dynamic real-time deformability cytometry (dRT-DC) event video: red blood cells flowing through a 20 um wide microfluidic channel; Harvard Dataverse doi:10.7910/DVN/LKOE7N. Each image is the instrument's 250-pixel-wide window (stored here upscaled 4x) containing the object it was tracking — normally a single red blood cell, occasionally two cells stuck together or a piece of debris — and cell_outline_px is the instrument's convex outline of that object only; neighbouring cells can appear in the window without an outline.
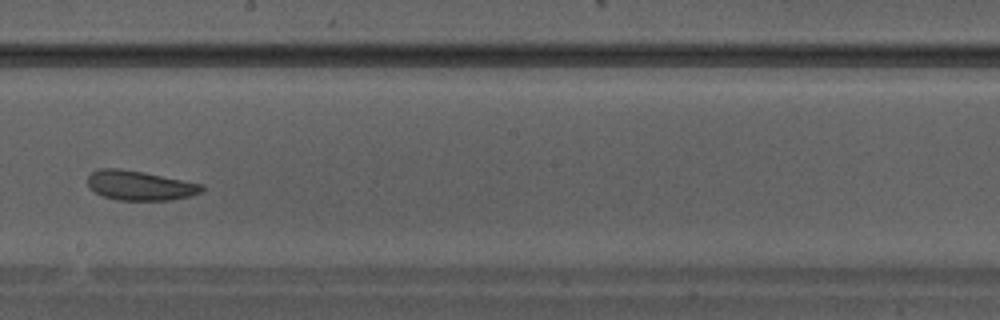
{"species": "Egyptian fruit bat (a non-hibernating species)", "species_latin": "Rousettus aegyptiacus", "temperature_condition": "warm", "stored_images_in_passage": 26, "camera_frame_rate_fps": 3000, "um_per_image_px": 0.085, "animal": {"sex": "male"}, "frame": {"image": 1, "passage_image": 18, "time_ms": 5.667, "image_size_px": [1000, 320], "cell_outline_px": [[204, 188], [200, 192], [188, 196], [172, 200], [120, 200], [104, 196], [96, 192], [88, 184], [88, 176], [96, 168], [120, 168], [144, 172], [204, 184]], "centroid_in_image_um": [11.89, 15.75], "position_along_channel_um": 236.3, "area_um2": 19.59}}